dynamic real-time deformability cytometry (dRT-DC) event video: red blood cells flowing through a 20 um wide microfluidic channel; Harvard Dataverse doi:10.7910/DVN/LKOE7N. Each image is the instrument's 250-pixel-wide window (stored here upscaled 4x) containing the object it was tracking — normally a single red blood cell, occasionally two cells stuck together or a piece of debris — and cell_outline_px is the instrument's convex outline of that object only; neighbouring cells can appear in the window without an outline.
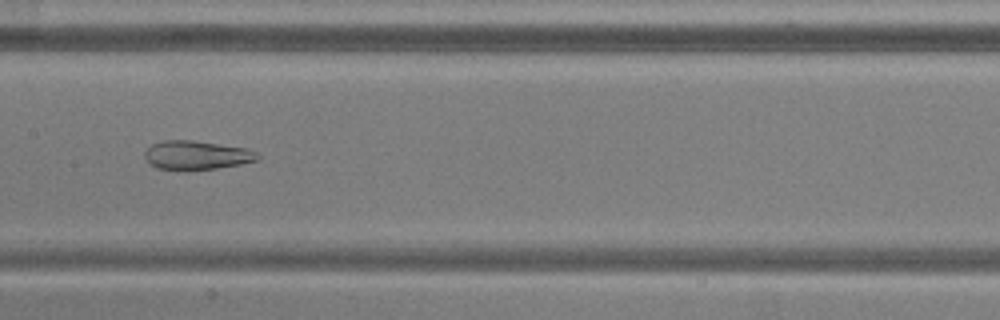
{"species": "common noctule bat (a hibernating species)", "species_latin": "Nyctalus noctula", "temperature_condition": "warm", "stored_images_in_passage": 52, "camera_frame_rate_fps": 3000, "um_per_image_px": 0.085, "animal": {"sex": "male", "body_mass_g": 20.5, "forearm_length_mm": 52.5}, "frame": {"image": 1, "passage_image": 25, "time_ms": 8.0, "image_size_px": [1000, 320], "cell_outline_px": [[260, 160], [240, 164], [216, 168], [156, 168], [144, 156], [144, 152], [152, 144], [164, 140], [192, 140], [248, 148], [256, 152], [260, 156]], "centroid_in_image_um": [16.77, 13.15], "position_along_channel_um": 190.6, "area_um2": 18.5}}
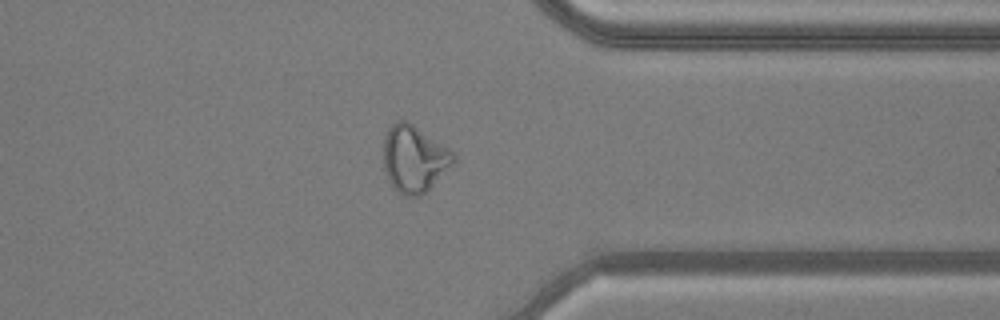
{"frame": {"image": 2, "passage_image": 40, "time_ms": 13.0, "image_size_px": [1000, 320], "cell_outline_px": [[456, 164], [420, 196], [404, 196], [388, 180], [384, 168], [384, 136], [388, 128], [396, 120], [404, 120], [412, 124], [448, 148], [456, 156]], "centroid_in_image_um": [35.22, 13.5], "position_along_channel_um": 376.2, "area_um2": 27.11}}
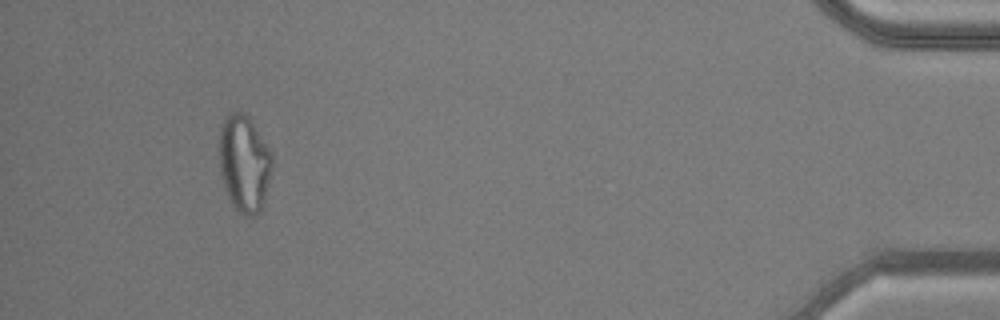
{"frame": {"image": 3, "passage_image": 48, "time_ms": 15.667, "image_size_px": [1000, 320], "cell_outline_px": [[272, 168], [264, 200], [260, 212], [252, 216], [240, 216], [236, 212], [224, 188], [220, 172], [220, 128], [224, 120], [232, 112], [240, 112], [248, 116], [272, 152]], "centroid_in_image_um": [20.76, 13.94], "position_along_channel_um": 414.4, "area_um2": 29.82}, "authors_computed_cell_mechanics": {"area_um2": 27.6573, "velocity_mm_per_s": 3.8699, "shape_relaxation_time_tau1_ms": null, "shape_relaxation_time_tau2_ms": 1.7875, "deformation_change_tau1": null, "deformation_change_tau2": 0.0937}}